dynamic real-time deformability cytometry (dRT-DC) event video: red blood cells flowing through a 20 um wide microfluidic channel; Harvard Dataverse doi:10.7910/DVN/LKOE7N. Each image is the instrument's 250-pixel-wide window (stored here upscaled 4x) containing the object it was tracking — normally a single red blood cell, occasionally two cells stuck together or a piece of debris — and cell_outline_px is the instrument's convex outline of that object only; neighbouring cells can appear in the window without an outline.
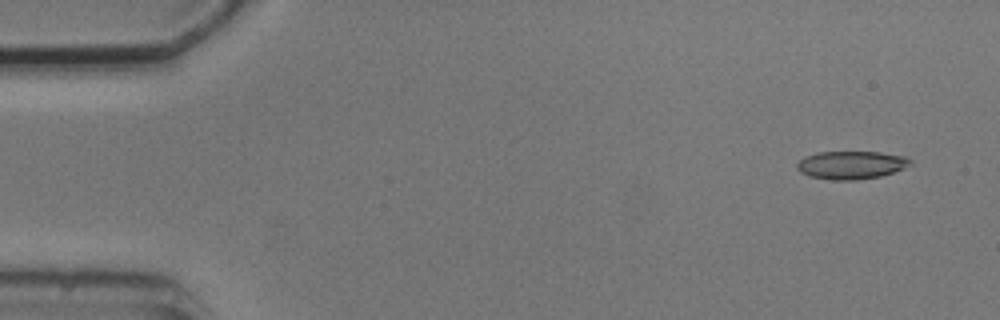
{"species": "common noctule bat (a hibernating species)", "species_latin": "Nyctalus noctula", "temperature_condition": "cold", "stored_images_in_passage": 4, "camera_frame_rate_fps": 3000, "um_per_image_px": 0.085, "animal": {"sex": "male", "body_mass_g": 20.5, "forearm_length_mm": 52.5}, "frame": {"image": 1, "passage_image": 1, "time_ms": 0.0, "image_size_px": [1000, 320], "cell_outline_px": [[912, 164], [904, 168], [880, 176], [856, 180], [832, 180], [808, 176], [800, 172], [796, 168], [796, 164], [804, 156], [816, 152], [880, 152], [904, 156], [912, 160]], "centroid_in_image_um": [72.32, 14.02], "position_along_channel_um": 12.7, "area_um2": 18.61}}
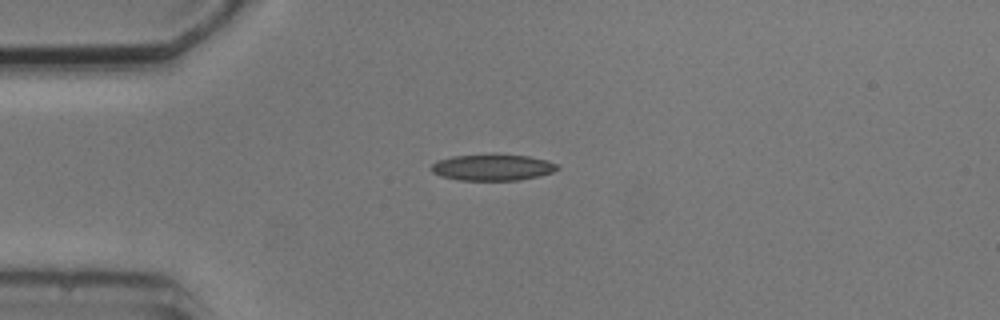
{"frame": {"image": 2, "passage_image": 4, "time_ms": 3.333, "image_size_px": [1000, 320], "cell_outline_px": [[560, 168], [552, 172], [540, 176], [520, 180], [460, 180], [440, 176], [432, 172], [432, 164], [436, 160], [452, 156], [528, 156], [548, 160], [560, 164]], "centroid_in_image_um": [41.9, 14.25], "position_along_channel_um": 43.1, "area_um2": 18.96}}